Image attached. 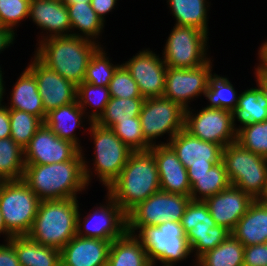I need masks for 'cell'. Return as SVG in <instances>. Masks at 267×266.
Listing matches in <instances>:
<instances>
[{"instance_id":"cell-17","label":"cell","mask_w":267,"mask_h":266,"mask_svg":"<svg viewBox=\"0 0 267 266\" xmlns=\"http://www.w3.org/2000/svg\"><path fill=\"white\" fill-rule=\"evenodd\" d=\"M80 149L59 138L44 123L24 148L25 165H45L71 160Z\"/></svg>"},{"instance_id":"cell-26","label":"cell","mask_w":267,"mask_h":266,"mask_svg":"<svg viewBox=\"0 0 267 266\" xmlns=\"http://www.w3.org/2000/svg\"><path fill=\"white\" fill-rule=\"evenodd\" d=\"M9 241L14 246L20 266H61L58 248L41 245L28 235L13 236Z\"/></svg>"},{"instance_id":"cell-16","label":"cell","mask_w":267,"mask_h":266,"mask_svg":"<svg viewBox=\"0 0 267 266\" xmlns=\"http://www.w3.org/2000/svg\"><path fill=\"white\" fill-rule=\"evenodd\" d=\"M212 63L191 69L167 67L163 97L177 102L184 109L188 108V100L206 92L212 76Z\"/></svg>"},{"instance_id":"cell-49","label":"cell","mask_w":267,"mask_h":266,"mask_svg":"<svg viewBox=\"0 0 267 266\" xmlns=\"http://www.w3.org/2000/svg\"><path fill=\"white\" fill-rule=\"evenodd\" d=\"M256 69L257 87L267 100V74L258 66Z\"/></svg>"},{"instance_id":"cell-38","label":"cell","mask_w":267,"mask_h":266,"mask_svg":"<svg viewBox=\"0 0 267 266\" xmlns=\"http://www.w3.org/2000/svg\"><path fill=\"white\" fill-rule=\"evenodd\" d=\"M11 138L24 149L36 131L44 123L39 117L19 111L9 109Z\"/></svg>"},{"instance_id":"cell-9","label":"cell","mask_w":267,"mask_h":266,"mask_svg":"<svg viewBox=\"0 0 267 266\" xmlns=\"http://www.w3.org/2000/svg\"><path fill=\"white\" fill-rule=\"evenodd\" d=\"M89 124L95 144V173L102 185L108 188L119 177L133 150L118 138L112 128L97 122Z\"/></svg>"},{"instance_id":"cell-34","label":"cell","mask_w":267,"mask_h":266,"mask_svg":"<svg viewBox=\"0 0 267 266\" xmlns=\"http://www.w3.org/2000/svg\"><path fill=\"white\" fill-rule=\"evenodd\" d=\"M24 149L11 137L0 139V182L22 180Z\"/></svg>"},{"instance_id":"cell-52","label":"cell","mask_w":267,"mask_h":266,"mask_svg":"<svg viewBox=\"0 0 267 266\" xmlns=\"http://www.w3.org/2000/svg\"><path fill=\"white\" fill-rule=\"evenodd\" d=\"M258 202L267 205V181L266 184L264 186L263 192L260 195V197L257 199Z\"/></svg>"},{"instance_id":"cell-37","label":"cell","mask_w":267,"mask_h":266,"mask_svg":"<svg viewBox=\"0 0 267 266\" xmlns=\"http://www.w3.org/2000/svg\"><path fill=\"white\" fill-rule=\"evenodd\" d=\"M76 100L80 108L86 111L87 105L95 108L89 115V122H96L104 113L105 107L110 100L109 88L105 86H97L87 82L77 85ZM93 105V106H92ZM95 106V107H94Z\"/></svg>"},{"instance_id":"cell-47","label":"cell","mask_w":267,"mask_h":266,"mask_svg":"<svg viewBox=\"0 0 267 266\" xmlns=\"http://www.w3.org/2000/svg\"><path fill=\"white\" fill-rule=\"evenodd\" d=\"M11 137L9 109L5 105L0 106V139Z\"/></svg>"},{"instance_id":"cell-41","label":"cell","mask_w":267,"mask_h":266,"mask_svg":"<svg viewBox=\"0 0 267 266\" xmlns=\"http://www.w3.org/2000/svg\"><path fill=\"white\" fill-rule=\"evenodd\" d=\"M112 129L118 138L133 151H147L152 147L143 136L139 117L118 121Z\"/></svg>"},{"instance_id":"cell-35","label":"cell","mask_w":267,"mask_h":266,"mask_svg":"<svg viewBox=\"0 0 267 266\" xmlns=\"http://www.w3.org/2000/svg\"><path fill=\"white\" fill-rule=\"evenodd\" d=\"M145 98H115L110 97L104 113L97 119V123L112 128L118 121L139 117Z\"/></svg>"},{"instance_id":"cell-28","label":"cell","mask_w":267,"mask_h":266,"mask_svg":"<svg viewBox=\"0 0 267 266\" xmlns=\"http://www.w3.org/2000/svg\"><path fill=\"white\" fill-rule=\"evenodd\" d=\"M107 266H152L141 242L130 233L111 242Z\"/></svg>"},{"instance_id":"cell-31","label":"cell","mask_w":267,"mask_h":266,"mask_svg":"<svg viewBox=\"0 0 267 266\" xmlns=\"http://www.w3.org/2000/svg\"><path fill=\"white\" fill-rule=\"evenodd\" d=\"M71 30L78 29L83 35L79 33H70L71 36H78L91 40L98 38L104 27V22L96 14L90 3H74L67 5ZM91 38V39H90Z\"/></svg>"},{"instance_id":"cell-51","label":"cell","mask_w":267,"mask_h":266,"mask_svg":"<svg viewBox=\"0 0 267 266\" xmlns=\"http://www.w3.org/2000/svg\"><path fill=\"white\" fill-rule=\"evenodd\" d=\"M0 233L7 235L6 239L7 241H9L13 237V235L6 229L1 211H0Z\"/></svg>"},{"instance_id":"cell-32","label":"cell","mask_w":267,"mask_h":266,"mask_svg":"<svg viewBox=\"0 0 267 266\" xmlns=\"http://www.w3.org/2000/svg\"><path fill=\"white\" fill-rule=\"evenodd\" d=\"M176 25L195 27L208 34L206 0H168Z\"/></svg>"},{"instance_id":"cell-19","label":"cell","mask_w":267,"mask_h":266,"mask_svg":"<svg viewBox=\"0 0 267 266\" xmlns=\"http://www.w3.org/2000/svg\"><path fill=\"white\" fill-rule=\"evenodd\" d=\"M137 83L143 98L163 97L167 66L148 49L123 64Z\"/></svg>"},{"instance_id":"cell-22","label":"cell","mask_w":267,"mask_h":266,"mask_svg":"<svg viewBox=\"0 0 267 266\" xmlns=\"http://www.w3.org/2000/svg\"><path fill=\"white\" fill-rule=\"evenodd\" d=\"M112 241L75 235L61 250V266H107Z\"/></svg>"},{"instance_id":"cell-48","label":"cell","mask_w":267,"mask_h":266,"mask_svg":"<svg viewBox=\"0 0 267 266\" xmlns=\"http://www.w3.org/2000/svg\"><path fill=\"white\" fill-rule=\"evenodd\" d=\"M15 39V33L8 28H0V53L5 48H8L10 44H13Z\"/></svg>"},{"instance_id":"cell-36","label":"cell","mask_w":267,"mask_h":266,"mask_svg":"<svg viewBox=\"0 0 267 266\" xmlns=\"http://www.w3.org/2000/svg\"><path fill=\"white\" fill-rule=\"evenodd\" d=\"M204 95L210 102V105L206 106L208 108H221L232 113L237 108L239 96L226 77L212 75Z\"/></svg>"},{"instance_id":"cell-25","label":"cell","mask_w":267,"mask_h":266,"mask_svg":"<svg viewBox=\"0 0 267 266\" xmlns=\"http://www.w3.org/2000/svg\"><path fill=\"white\" fill-rule=\"evenodd\" d=\"M11 93V102L8 109L25 111L45 121V112L42 98L39 95L38 84L34 75L26 68L15 83Z\"/></svg>"},{"instance_id":"cell-29","label":"cell","mask_w":267,"mask_h":266,"mask_svg":"<svg viewBox=\"0 0 267 266\" xmlns=\"http://www.w3.org/2000/svg\"><path fill=\"white\" fill-rule=\"evenodd\" d=\"M188 179L191 185L190 198L195 201H205L231 185L222 161L215 164L205 174L188 176Z\"/></svg>"},{"instance_id":"cell-21","label":"cell","mask_w":267,"mask_h":266,"mask_svg":"<svg viewBox=\"0 0 267 266\" xmlns=\"http://www.w3.org/2000/svg\"><path fill=\"white\" fill-rule=\"evenodd\" d=\"M253 201L246 192L230 185L204 202L216 225L223 226L232 232Z\"/></svg>"},{"instance_id":"cell-13","label":"cell","mask_w":267,"mask_h":266,"mask_svg":"<svg viewBox=\"0 0 267 266\" xmlns=\"http://www.w3.org/2000/svg\"><path fill=\"white\" fill-rule=\"evenodd\" d=\"M192 114L189 107L185 109L184 129L194 137L223 148L236 142L237 127L231 111L205 107L197 114Z\"/></svg>"},{"instance_id":"cell-11","label":"cell","mask_w":267,"mask_h":266,"mask_svg":"<svg viewBox=\"0 0 267 266\" xmlns=\"http://www.w3.org/2000/svg\"><path fill=\"white\" fill-rule=\"evenodd\" d=\"M207 33L191 26L175 25L167 39L163 60L167 67L191 69L207 63Z\"/></svg>"},{"instance_id":"cell-42","label":"cell","mask_w":267,"mask_h":266,"mask_svg":"<svg viewBox=\"0 0 267 266\" xmlns=\"http://www.w3.org/2000/svg\"><path fill=\"white\" fill-rule=\"evenodd\" d=\"M108 88L110 97L143 98L137 83L123 64L116 69Z\"/></svg>"},{"instance_id":"cell-1","label":"cell","mask_w":267,"mask_h":266,"mask_svg":"<svg viewBox=\"0 0 267 266\" xmlns=\"http://www.w3.org/2000/svg\"><path fill=\"white\" fill-rule=\"evenodd\" d=\"M84 158L80 150L68 161L25 165L22 180L41 201L77 198V192L85 190L91 180Z\"/></svg>"},{"instance_id":"cell-46","label":"cell","mask_w":267,"mask_h":266,"mask_svg":"<svg viewBox=\"0 0 267 266\" xmlns=\"http://www.w3.org/2000/svg\"><path fill=\"white\" fill-rule=\"evenodd\" d=\"M117 0H91L90 4L96 14L102 19L104 22V16L109 11L114 9Z\"/></svg>"},{"instance_id":"cell-18","label":"cell","mask_w":267,"mask_h":266,"mask_svg":"<svg viewBox=\"0 0 267 266\" xmlns=\"http://www.w3.org/2000/svg\"><path fill=\"white\" fill-rule=\"evenodd\" d=\"M27 69L34 75L45 112L76 101L77 86L44 65L36 56Z\"/></svg>"},{"instance_id":"cell-15","label":"cell","mask_w":267,"mask_h":266,"mask_svg":"<svg viewBox=\"0 0 267 266\" xmlns=\"http://www.w3.org/2000/svg\"><path fill=\"white\" fill-rule=\"evenodd\" d=\"M107 197V206L100 205V207L96 208L97 210L93 211V214L90 213L83 218L85 219L83 222L80 219L81 214L78 213L77 236L114 241L128 232L127 213L109 194H107Z\"/></svg>"},{"instance_id":"cell-27","label":"cell","mask_w":267,"mask_h":266,"mask_svg":"<svg viewBox=\"0 0 267 266\" xmlns=\"http://www.w3.org/2000/svg\"><path fill=\"white\" fill-rule=\"evenodd\" d=\"M83 114L85 113L76 100L68 105L50 110L46 115L44 124L59 138L72 142L82 151L74 130L76 126L81 127Z\"/></svg>"},{"instance_id":"cell-39","label":"cell","mask_w":267,"mask_h":266,"mask_svg":"<svg viewBox=\"0 0 267 266\" xmlns=\"http://www.w3.org/2000/svg\"><path fill=\"white\" fill-rule=\"evenodd\" d=\"M236 142L248 151L267 158V120L242 124L237 128Z\"/></svg>"},{"instance_id":"cell-50","label":"cell","mask_w":267,"mask_h":266,"mask_svg":"<svg viewBox=\"0 0 267 266\" xmlns=\"http://www.w3.org/2000/svg\"><path fill=\"white\" fill-rule=\"evenodd\" d=\"M260 65H258L267 74V41L262 44L259 50Z\"/></svg>"},{"instance_id":"cell-10","label":"cell","mask_w":267,"mask_h":266,"mask_svg":"<svg viewBox=\"0 0 267 266\" xmlns=\"http://www.w3.org/2000/svg\"><path fill=\"white\" fill-rule=\"evenodd\" d=\"M196 258L221 244L231 232L218 226L204 201L190 200L180 221Z\"/></svg>"},{"instance_id":"cell-6","label":"cell","mask_w":267,"mask_h":266,"mask_svg":"<svg viewBox=\"0 0 267 266\" xmlns=\"http://www.w3.org/2000/svg\"><path fill=\"white\" fill-rule=\"evenodd\" d=\"M222 162L231 185L257 200L267 181V158L233 142L223 149Z\"/></svg>"},{"instance_id":"cell-23","label":"cell","mask_w":267,"mask_h":266,"mask_svg":"<svg viewBox=\"0 0 267 266\" xmlns=\"http://www.w3.org/2000/svg\"><path fill=\"white\" fill-rule=\"evenodd\" d=\"M29 18L50 32L46 38L71 36L68 8L61 0H31Z\"/></svg>"},{"instance_id":"cell-24","label":"cell","mask_w":267,"mask_h":266,"mask_svg":"<svg viewBox=\"0 0 267 266\" xmlns=\"http://www.w3.org/2000/svg\"><path fill=\"white\" fill-rule=\"evenodd\" d=\"M231 234L244 247L267 243V205L254 200Z\"/></svg>"},{"instance_id":"cell-7","label":"cell","mask_w":267,"mask_h":266,"mask_svg":"<svg viewBox=\"0 0 267 266\" xmlns=\"http://www.w3.org/2000/svg\"><path fill=\"white\" fill-rule=\"evenodd\" d=\"M41 200L23 180L0 182V211L13 236L28 235Z\"/></svg>"},{"instance_id":"cell-43","label":"cell","mask_w":267,"mask_h":266,"mask_svg":"<svg viewBox=\"0 0 267 266\" xmlns=\"http://www.w3.org/2000/svg\"><path fill=\"white\" fill-rule=\"evenodd\" d=\"M31 0H0V23L14 32V27L28 18Z\"/></svg>"},{"instance_id":"cell-2","label":"cell","mask_w":267,"mask_h":266,"mask_svg":"<svg viewBox=\"0 0 267 266\" xmlns=\"http://www.w3.org/2000/svg\"><path fill=\"white\" fill-rule=\"evenodd\" d=\"M108 194L128 213L160 190L157 162L150 150L133 151Z\"/></svg>"},{"instance_id":"cell-53","label":"cell","mask_w":267,"mask_h":266,"mask_svg":"<svg viewBox=\"0 0 267 266\" xmlns=\"http://www.w3.org/2000/svg\"><path fill=\"white\" fill-rule=\"evenodd\" d=\"M3 77H2V71H1V67H0V106L2 105V96H3V93L5 92L4 91V84H3Z\"/></svg>"},{"instance_id":"cell-14","label":"cell","mask_w":267,"mask_h":266,"mask_svg":"<svg viewBox=\"0 0 267 266\" xmlns=\"http://www.w3.org/2000/svg\"><path fill=\"white\" fill-rule=\"evenodd\" d=\"M168 144L187 169L188 176H201L222 161V146L194 137L185 129L178 132Z\"/></svg>"},{"instance_id":"cell-33","label":"cell","mask_w":267,"mask_h":266,"mask_svg":"<svg viewBox=\"0 0 267 266\" xmlns=\"http://www.w3.org/2000/svg\"><path fill=\"white\" fill-rule=\"evenodd\" d=\"M239 95L234 119L240 124L259 123L267 120V100L259 88H250Z\"/></svg>"},{"instance_id":"cell-40","label":"cell","mask_w":267,"mask_h":266,"mask_svg":"<svg viewBox=\"0 0 267 266\" xmlns=\"http://www.w3.org/2000/svg\"><path fill=\"white\" fill-rule=\"evenodd\" d=\"M119 66L118 64L113 65L110 60H108L105 51L100 46L88 62L83 82L108 87Z\"/></svg>"},{"instance_id":"cell-45","label":"cell","mask_w":267,"mask_h":266,"mask_svg":"<svg viewBox=\"0 0 267 266\" xmlns=\"http://www.w3.org/2000/svg\"><path fill=\"white\" fill-rule=\"evenodd\" d=\"M6 242L0 245V266H20L13 244Z\"/></svg>"},{"instance_id":"cell-44","label":"cell","mask_w":267,"mask_h":266,"mask_svg":"<svg viewBox=\"0 0 267 266\" xmlns=\"http://www.w3.org/2000/svg\"><path fill=\"white\" fill-rule=\"evenodd\" d=\"M243 266H267V243L244 247Z\"/></svg>"},{"instance_id":"cell-54","label":"cell","mask_w":267,"mask_h":266,"mask_svg":"<svg viewBox=\"0 0 267 266\" xmlns=\"http://www.w3.org/2000/svg\"><path fill=\"white\" fill-rule=\"evenodd\" d=\"M66 6L74 3H90L91 0H61Z\"/></svg>"},{"instance_id":"cell-8","label":"cell","mask_w":267,"mask_h":266,"mask_svg":"<svg viewBox=\"0 0 267 266\" xmlns=\"http://www.w3.org/2000/svg\"><path fill=\"white\" fill-rule=\"evenodd\" d=\"M190 200L189 196L157 191L127 213L128 233L134 235L141 227L158 226L167 221L180 222Z\"/></svg>"},{"instance_id":"cell-5","label":"cell","mask_w":267,"mask_h":266,"mask_svg":"<svg viewBox=\"0 0 267 266\" xmlns=\"http://www.w3.org/2000/svg\"><path fill=\"white\" fill-rule=\"evenodd\" d=\"M143 245L152 266H174L190 255L191 247L180 222L167 221L158 226L141 227L134 235Z\"/></svg>"},{"instance_id":"cell-4","label":"cell","mask_w":267,"mask_h":266,"mask_svg":"<svg viewBox=\"0 0 267 266\" xmlns=\"http://www.w3.org/2000/svg\"><path fill=\"white\" fill-rule=\"evenodd\" d=\"M77 202V198L41 201L28 236L41 245L61 250L76 235Z\"/></svg>"},{"instance_id":"cell-3","label":"cell","mask_w":267,"mask_h":266,"mask_svg":"<svg viewBox=\"0 0 267 266\" xmlns=\"http://www.w3.org/2000/svg\"><path fill=\"white\" fill-rule=\"evenodd\" d=\"M43 37L34 56L76 86L81 84L99 44L78 36Z\"/></svg>"},{"instance_id":"cell-20","label":"cell","mask_w":267,"mask_h":266,"mask_svg":"<svg viewBox=\"0 0 267 266\" xmlns=\"http://www.w3.org/2000/svg\"><path fill=\"white\" fill-rule=\"evenodd\" d=\"M149 150L157 162L160 190L190 197L191 185L187 169L178 159L173 148L163 142L152 146Z\"/></svg>"},{"instance_id":"cell-30","label":"cell","mask_w":267,"mask_h":266,"mask_svg":"<svg viewBox=\"0 0 267 266\" xmlns=\"http://www.w3.org/2000/svg\"><path fill=\"white\" fill-rule=\"evenodd\" d=\"M196 260L197 266H243L244 245L230 234L221 244Z\"/></svg>"},{"instance_id":"cell-12","label":"cell","mask_w":267,"mask_h":266,"mask_svg":"<svg viewBox=\"0 0 267 266\" xmlns=\"http://www.w3.org/2000/svg\"><path fill=\"white\" fill-rule=\"evenodd\" d=\"M139 118L145 140L154 146L157 137L167 132L170 141L184 129L185 109L164 97L146 98Z\"/></svg>"}]
</instances>
